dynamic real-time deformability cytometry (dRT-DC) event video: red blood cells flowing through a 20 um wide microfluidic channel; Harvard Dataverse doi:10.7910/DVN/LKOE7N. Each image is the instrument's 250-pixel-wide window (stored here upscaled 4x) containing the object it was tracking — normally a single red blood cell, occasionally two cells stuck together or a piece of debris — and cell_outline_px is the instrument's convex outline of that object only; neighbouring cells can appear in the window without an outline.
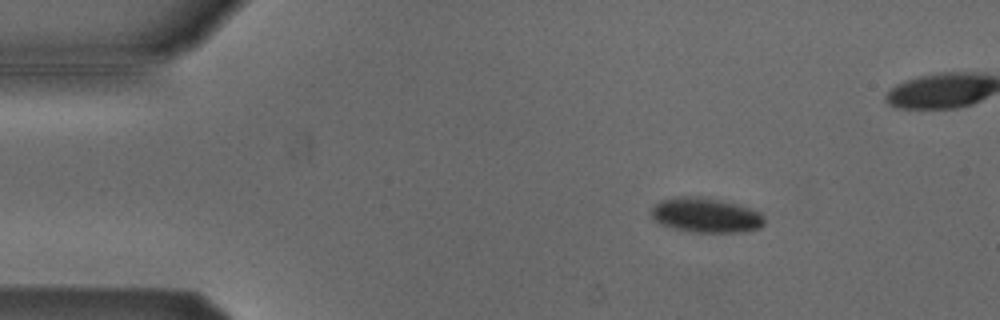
{"species": "Egyptian fruit bat (a non-hibernating species)", "species_latin": "Rousettus aegyptiacus", "temperature_condition": "cold", "stored_images_in_passage": 54, "camera_frame_rate_fps": 3000, "um_per_image_px": 0.085, "animal": {"sex": "male"}, "frame": {"image": 1, "passage_image": 8, "time_ms": 2.333, "image_size_px": [1000, 320], "cell_outline_px": [[764, 224], [760, 228], [744, 232], [692, 232], [672, 228], [660, 224], [652, 220], [648, 212], [660, 200], [676, 196], [700, 196], [736, 204], [760, 212], [764, 216]], "centroid_in_image_um": [59.94, 18.3], "position_along_channel_um": 25.1, "area_um2": 23.18}}
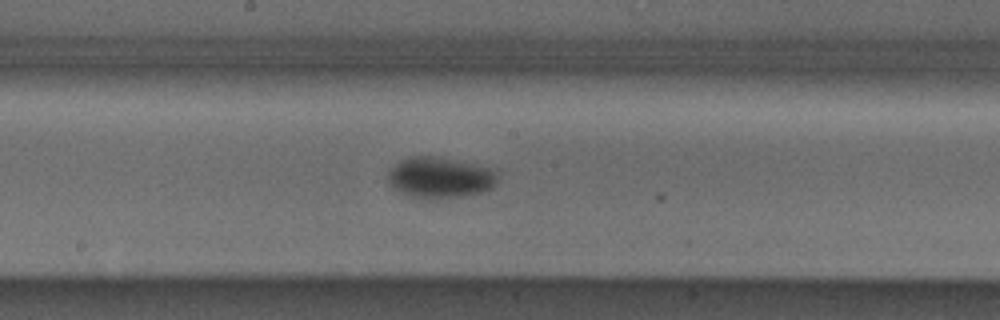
{"frame": {"image": 2, "passage_image": 28, "time_ms": 9.0, "image_size_px": [1000, 320], "cell_outline_px": [[500, 176], [496, 184], [492, 188], [468, 196], [432, 200], [428, 200], [408, 196], [392, 188], [388, 184], [388, 168], [400, 160], [412, 156], [440, 156], [492, 168]], "centroid_in_image_um": [37.38, 15.11], "position_along_channel_um": 210.8, "area_um2": 27.05}}
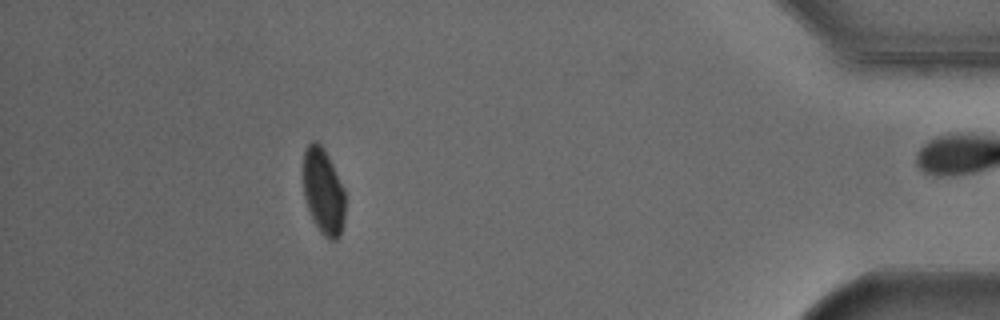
{"frame": {"image": 3, "passage_image": 48, "time_ms": 15.667, "image_size_px": [1000, 320], "cell_outline_px": [[344, 220], [340, 236], [336, 240], [328, 240], [320, 232], [308, 208], [304, 196], [304, 148], [312, 140], [316, 140], [324, 148], [344, 188]], "centroid_in_image_um": [27.49, 16.26], "position_along_channel_um": 407.7, "area_um2": 20.92}, "authors_computed_cell_mechanics": {"area_um2": 23.0333, "velocity_mm_per_s": 3.8023, "shape_relaxation_time_tau1_ms": 2.7424, "shape_relaxation_time_tau2_ms": null, "deformation_change_tau1": 0.063, "deformation_change_tau2": null}}